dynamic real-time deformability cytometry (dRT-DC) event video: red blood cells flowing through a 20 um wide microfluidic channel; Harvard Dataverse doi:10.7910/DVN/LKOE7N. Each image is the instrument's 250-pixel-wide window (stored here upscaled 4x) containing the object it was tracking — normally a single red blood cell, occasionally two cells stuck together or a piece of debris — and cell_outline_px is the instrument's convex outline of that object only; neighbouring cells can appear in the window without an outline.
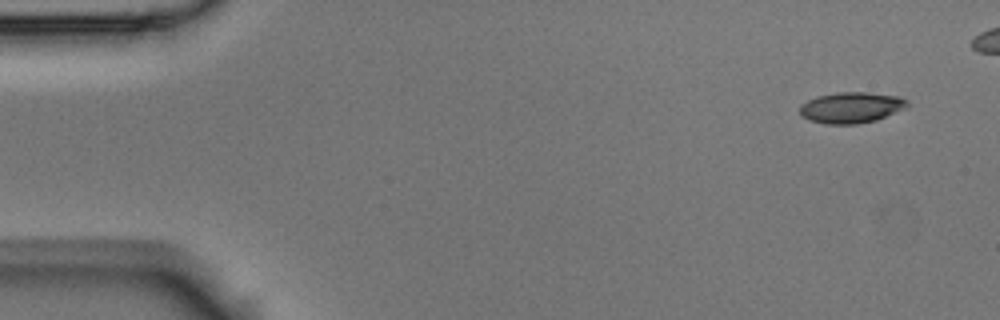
{"species": "Egyptian fruit bat (a non-hibernating species)", "species_latin": "Rousettus aegyptiacus", "temperature_condition": "room temperature", "stored_images_in_passage": 5, "camera_frame_rate_fps": 3000, "um_per_image_px": 0.085, "animal": {"sex": "male"}, "frame": {"image": 1, "passage_image": 1, "time_ms": 0.0, "image_size_px": [1000, 320], "cell_outline_px": [[908, 104], [904, 108], [876, 120], [856, 124], [824, 124], [808, 120], [800, 116], [800, 104], [816, 96], [836, 92], [868, 92], [900, 96], [908, 100]], "centroid_in_image_um": [72.31, 9.13], "position_along_channel_um": 12.7, "area_um2": 19.54}}